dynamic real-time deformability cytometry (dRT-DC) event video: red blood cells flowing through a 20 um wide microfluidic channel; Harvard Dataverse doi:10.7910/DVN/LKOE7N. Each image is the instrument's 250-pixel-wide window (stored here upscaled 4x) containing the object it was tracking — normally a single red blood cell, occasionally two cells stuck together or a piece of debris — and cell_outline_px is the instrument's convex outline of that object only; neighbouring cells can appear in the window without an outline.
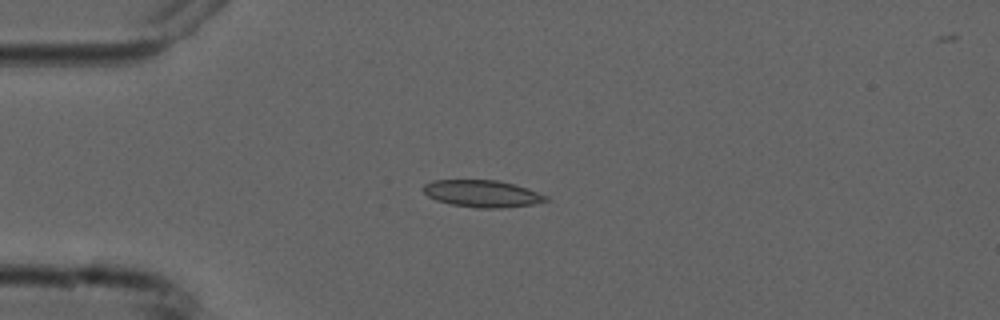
{"species": "common noctule bat (a hibernating species)", "species_latin": "Nyctalus noctula", "temperature_condition": "cold", "stored_images_in_passage": 4, "camera_frame_rate_fps": 3000, "um_per_image_px": 0.085, "animal": {"sex": "male", "forearm_length_mm": 52.5}, "frame": {"image": 1, "passage_image": 2, "time_ms": 2.0, "image_size_px": [1000, 320], "cell_outline_px": [[548, 200], [532, 204], [504, 208], [476, 208], [452, 204], [436, 200], [428, 196], [420, 188], [424, 184], [432, 180], [496, 180], [528, 188], [548, 196]], "centroid_in_image_um": [40.96, 16.46], "position_along_channel_um": 44.0, "area_um2": 19.31}}
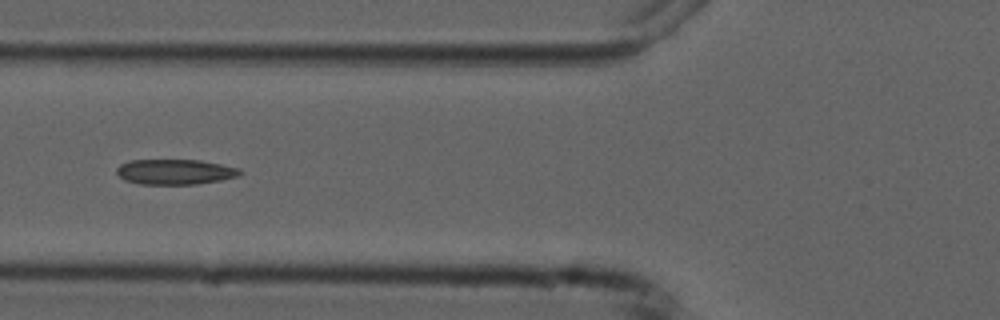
{"frame": {"image": 2, "passage_image": 4, "time_ms": 4.333, "image_size_px": [1000, 320], "cell_outline_px": [[244, 172], [240, 176], [220, 180], [196, 184], [140, 184], [124, 180], [116, 172], [116, 168], [120, 164], [132, 160], [200, 160], [240, 168]], "centroid_in_image_um": [14.9, 14.6], "position_along_channel_um": 110.9, "area_um2": 18.21}}